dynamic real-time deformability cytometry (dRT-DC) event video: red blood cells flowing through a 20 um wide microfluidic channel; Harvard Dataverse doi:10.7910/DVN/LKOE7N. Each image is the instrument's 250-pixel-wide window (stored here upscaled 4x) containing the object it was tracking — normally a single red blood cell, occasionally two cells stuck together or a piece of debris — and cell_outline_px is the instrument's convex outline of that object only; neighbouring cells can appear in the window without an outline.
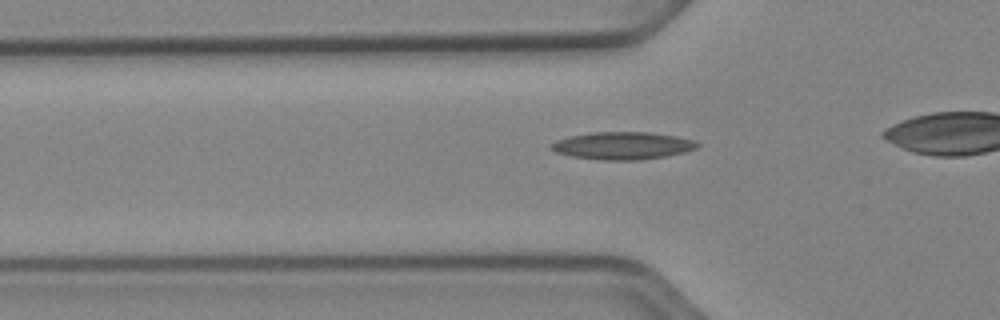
{"species": "Egyptian fruit bat (a non-hibernating species)", "species_latin": "Rousettus aegyptiacus", "temperature_condition": "cold", "stored_images_in_passage": 26, "camera_frame_rate_fps": 3000, "um_per_image_px": 0.085, "animal": {"sex": "female"}, "frame": {"image": 1, "passage_image": 2, "time_ms": 0.333, "image_size_px": [1000, 320], "cell_outline_px": [[700, 144], [696, 148], [684, 152], [664, 156], [640, 160], [604, 160], [572, 156], [556, 152], [548, 148], [556, 140], [568, 136], [592, 132], [652, 132], [676, 136], [696, 140]], "centroid_in_image_um": [52.92, 12.37], "position_along_channel_um": 72.9, "area_um2": 23.47}}
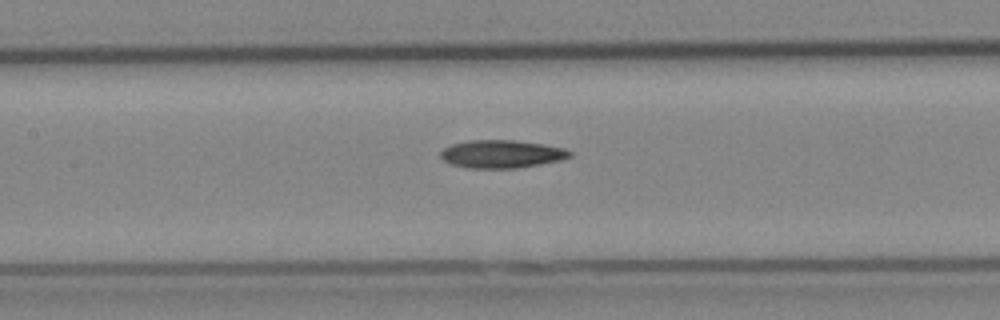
{"frame": {"image": 2, "passage_image": 9, "time_ms": 2.667, "image_size_px": [1000, 320], "cell_outline_px": [[572, 156], [560, 160], [540, 164], [516, 168], [468, 168], [452, 164], [444, 160], [440, 156], [440, 152], [444, 148], [452, 144], [468, 140], [516, 140], [544, 144], [564, 148], [572, 152]], "centroid_in_image_um": [42.64, 13.08], "position_along_channel_um": 164.8, "area_um2": 21.04}}
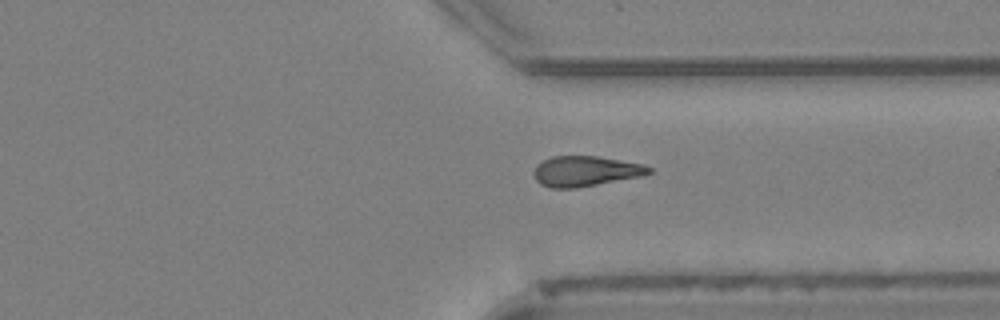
{"frame": {"image": 3, "passage_image": 24, "time_ms": 7.667, "image_size_px": [1000, 320], "cell_outline_px": [[652, 172], [640, 176], [576, 188], [552, 188], [540, 184], [536, 180], [532, 172], [536, 164], [552, 156], [596, 156], [640, 164], [652, 168]], "centroid_in_image_um": [49.7, 14.55], "position_along_channel_um": 361.7, "area_um2": 20.11}}